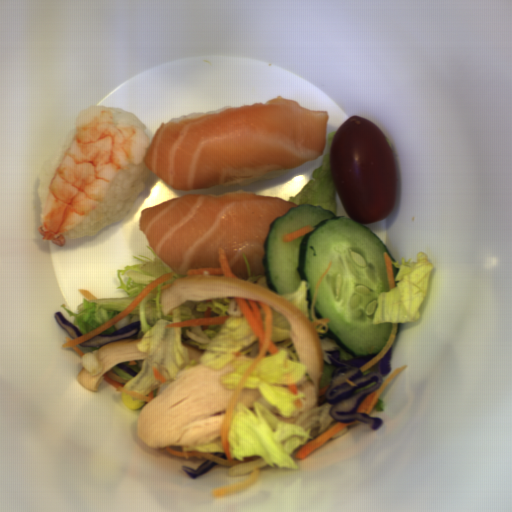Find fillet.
<instances>
[{
	"mask_svg": "<svg viewBox=\"0 0 512 512\" xmlns=\"http://www.w3.org/2000/svg\"><path fill=\"white\" fill-rule=\"evenodd\" d=\"M295 206L258 194H183L140 210L138 228L174 274L187 277L190 269L220 268L222 249L239 281L249 276L244 254L251 275H263L258 281L266 278L264 243L271 224Z\"/></svg>",
	"mask_w": 512,
	"mask_h": 512,
	"instance_id": "fillet-2",
	"label": "fillet"
},
{
	"mask_svg": "<svg viewBox=\"0 0 512 512\" xmlns=\"http://www.w3.org/2000/svg\"><path fill=\"white\" fill-rule=\"evenodd\" d=\"M329 113L275 98L161 124L146 167L191 191L279 172L323 156Z\"/></svg>",
	"mask_w": 512,
	"mask_h": 512,
	"instance_id": "fillet-1",
	"label": "fillet"
},
{
	"mask_svg": "<svg viewBox=\"0 0 512 512\" xmlns=\"http://www.w3.org/2000/svg\"><path fill=\"white\" fill-rule=\"evenodd\" d=\"M211 276H224V275L223 274H212Z\"/></svg>",
	"mask_w": 512,
	"mask_h": 512,
	"instance_id": "fillet-3",
	"label": "fillet"
}]
</instances>
